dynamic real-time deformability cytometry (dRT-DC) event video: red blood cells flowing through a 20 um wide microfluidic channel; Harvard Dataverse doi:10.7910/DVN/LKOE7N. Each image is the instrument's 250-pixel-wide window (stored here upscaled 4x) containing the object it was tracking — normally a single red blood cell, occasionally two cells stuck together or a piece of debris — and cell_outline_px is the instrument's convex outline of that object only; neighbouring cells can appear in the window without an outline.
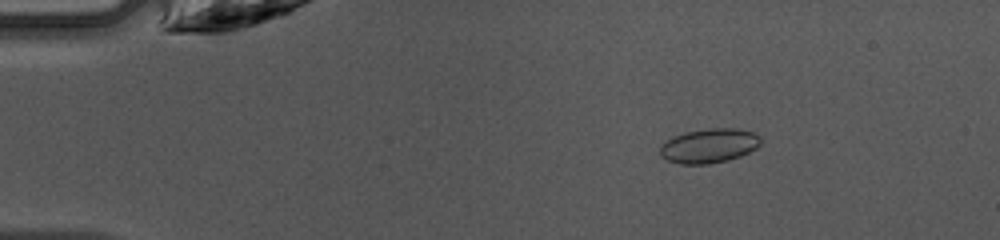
{"species": "common noctule bat (a hibernating species)", "species_latin": "Nyctalus noctula", "temperature_condition": "warm", "stored_images_in_passage": 46, "camera_frame_rate_fps": 3000, "um_per_image_px": 0.085, "animal": {"sex": "female", "body_mass_g": 10.0, "forearm_length_mm": 53.1}, "frame": {"image": 1, "passage_image": 8, "time_ms": 2.333, "image_size_px": [1000, 240], "cell_outline_px": [[760, 144], [756, 148], [740, 156], [728, 160], [708, 164], [680, 164], [668, 160], [660, 156], [660, 144], [672, 136], [688, 132], [708, 128], [736, 128], [756, 132], [760, 136]], "centroid_in_image_um": [60.27, 12.38], "position_along_channel_um": 24.7, "area_um2": 20.29}}
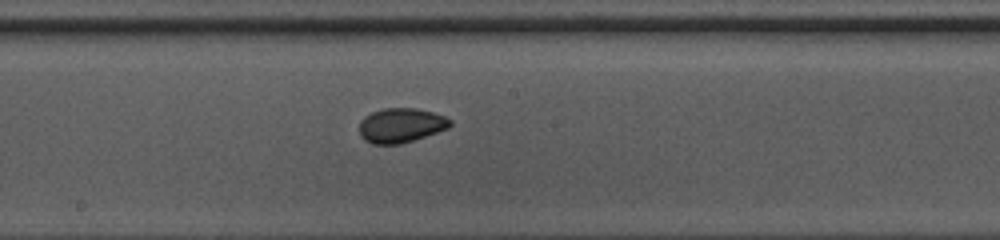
{"frame": {"image": 2, "passage_image": 26, "time_ms": 8.333, "image_size_px": [1000, 240], "cell_outline_px": [[452, 124], [448, 128], [400, 144], [372, 144], [364, 140], [360, 136], [360, 120], [364, 116], [372, 112], [384, 108], [416, 108], [432, 112], [444, 116], [452, 120]], "centroid_in_image_um": [34.05, 10.65], "position_along_channel_um": 214.1, "area_um2": 18.21}}
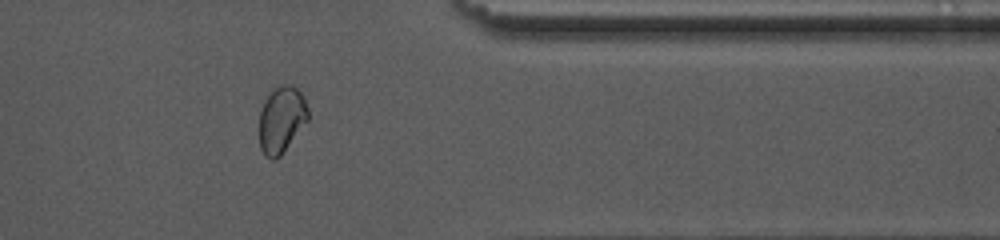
{"frame": {"image": 3, "passage_image": 39, "time_ms": 12.667, "image_size_px": [1000, 240], "cell_outline_px": [[308, 120], [280, 156], [272, 160], [264, 156], [260, 148], [260, 112], [264, 100], [276, 88], [284, 84], [292, 84], [304, 96], [308, 108]], "centroid_in_image_um": [23.93, 10.17], "position_along_channel_um": 387.5, "area_um2": 18.79}}